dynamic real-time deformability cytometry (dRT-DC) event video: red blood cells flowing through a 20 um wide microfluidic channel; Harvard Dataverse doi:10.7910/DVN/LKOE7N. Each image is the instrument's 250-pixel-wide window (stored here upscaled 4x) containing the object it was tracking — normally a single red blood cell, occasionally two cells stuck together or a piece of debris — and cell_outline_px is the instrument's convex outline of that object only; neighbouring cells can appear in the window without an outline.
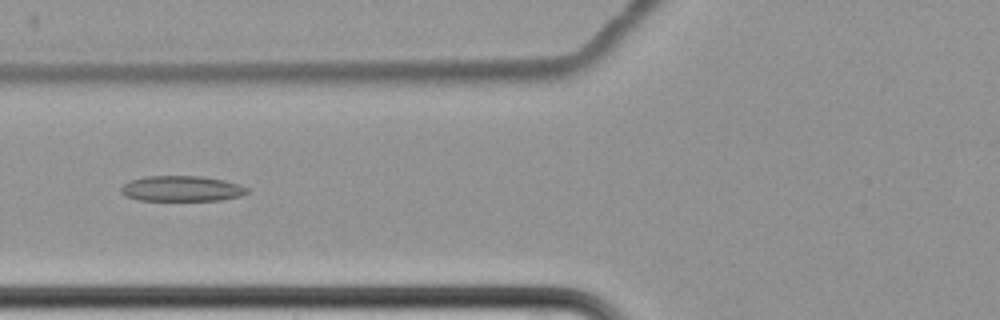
{"species": "common noctule bat (a hibernating species)", "species_latin": "Nyctalus noctula", "temperature_condition": "cold", "stored_images_in_passage": 9, "camera_frame_rate_fps": 3000, "um_per_image_px": 0.085, "animal": {"sex": "female", "body_mass_g": 22.7, "forearm_length_mm": 54.2}, "frame": {"image": 1, "passage_image": 8, "time_ms": 9.0, "image_size_px": [1000, 320], "cell_outline_px": [[248, 192], [240, 196], [220, 200], [140, 200], [124, 196], [120, 192], [120, 188], [124, 184], [132, 180], [144, 176], [204, 176], [224, 180], [240, 184], [248, 188]], "centroid_in_image_um": [15.44, 16.03], "position_along_channel_um": 110.4, "area_um2": 18.79}}
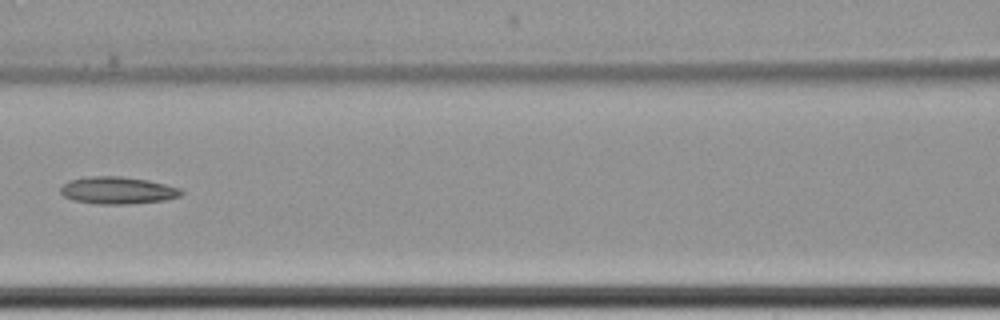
{"frame": {"image": 2, "passage_image": 9, "time_ms": 10.333, "image_size_px": [1000, 320], "cell_outline_px": [[184, 192], [180, 196], [164, 200], [128, 204], [96, 204], [72, 200], [64, 196], [60, 192], [60, 188], [68, 180], [88, 176], [120, 176], [148, 180], [180, 188]], "centroid_in_image_um": [9.97, 16.18], "position_along_channel_um": 156.6, "area_um2": 19.19}}